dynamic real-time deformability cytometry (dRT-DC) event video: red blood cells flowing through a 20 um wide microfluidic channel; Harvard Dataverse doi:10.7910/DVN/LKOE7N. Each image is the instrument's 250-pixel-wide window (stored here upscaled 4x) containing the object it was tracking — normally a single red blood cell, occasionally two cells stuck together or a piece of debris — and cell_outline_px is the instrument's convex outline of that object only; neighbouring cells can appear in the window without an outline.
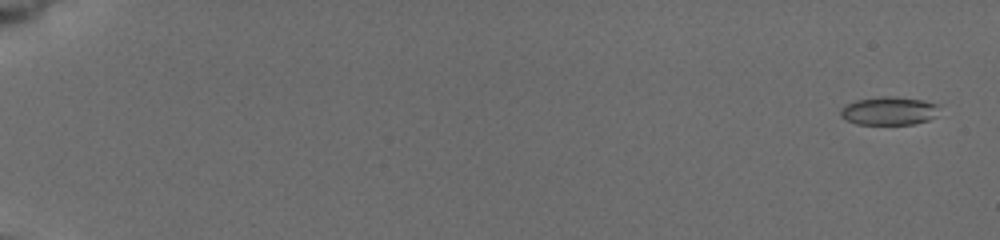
{"species": "common noctule bat (a hibernating species)", "species_latin": "Nyctalus noctula", "temperature_condition": "cold", "stored_images_in_passage": 27, "camera_frame_rate_fps": 3000, "um_per_image_px": 0.085, "animal": {"sex": "female", "body_mass_g": 19.5, "forearm_length_mm": 54.1}, "frame": {"image": 1, "passage_image": 3, "time_ms": 0.667, "image_size_px": [1000, 240], "cell_outline_px": [[940, 104], [936, 116], [928, 120], [912, 124], [856, 124], [844, 120], [840, 116], [840, 108], [844, 104], [856, 100], [880, 96], [896, 96], [924, 100]], "centroid_in_image_um": [75.54, 9.41], "position_along_channel_um": 9.5, "area_um2": 16.65}}
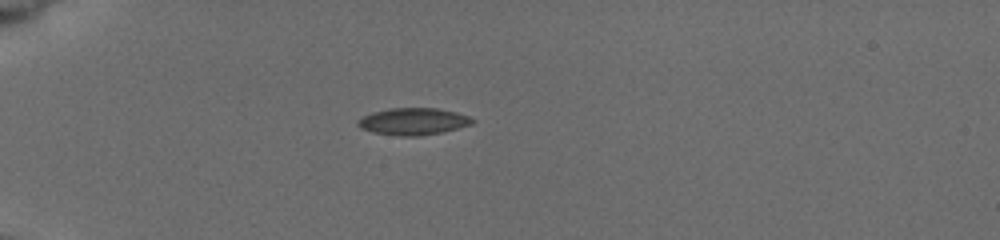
{"frame": {"image": 2, "passage_image": 21, "time_ms": 6.0, "image_size_px": [1000, 240], "cell_outline_px": [[476, 120], [472, 124], [444, 132], [420, 136], [400, 136], [372, 132], [360, 128], [356, 124], [356, 120], [372, 112], [388, 108], [436, 108], [456, 112], [468, 116]], "centroid_in_image_um": [35.11, 10.32], "position_along_channel_um": 49.9, "area_um2": 18.15}}
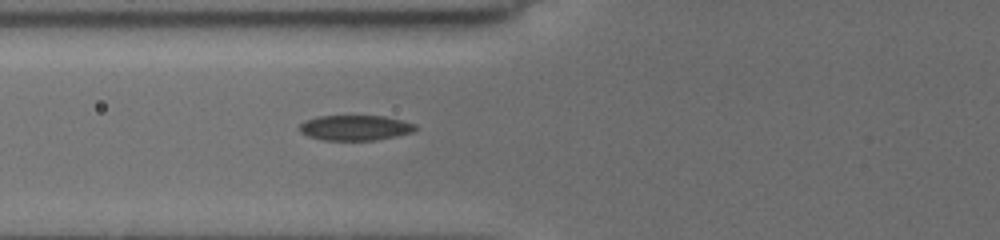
{"frame": {"image": 3, "passage_image": 27, "time_ms": 8.0, "image_size_px": [1000, 240], "cell_outline_px": [[420, 128], [412, 132], [396, 136], [376, 140], [324, 140], [308, 136], [300, 132], [300, 124], [304, 120], [316, 116], [384, 116], [416, 124]], "centroid_in_image_um": [30.2, 10.86], "position_along_channel_um": 95.6, "area_um2": 17.11}}